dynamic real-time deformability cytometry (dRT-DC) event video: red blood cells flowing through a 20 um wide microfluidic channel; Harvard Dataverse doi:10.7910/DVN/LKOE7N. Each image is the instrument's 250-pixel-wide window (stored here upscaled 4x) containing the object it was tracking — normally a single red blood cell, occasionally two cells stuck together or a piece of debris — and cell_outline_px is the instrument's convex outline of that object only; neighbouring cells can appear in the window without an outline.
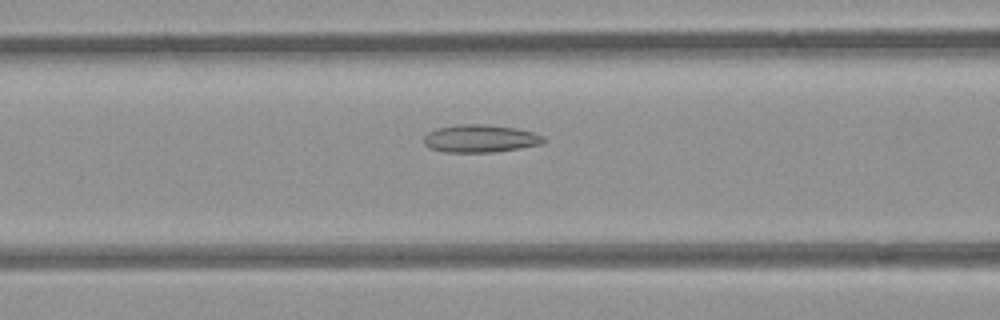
{"species": "common noctule bat (a hibernating species)", "species_latin": "Nyctalus noctula", "temperature_condition": "room temperature", "stored_images_in_passage": 7, "camera_frame_rate_fps": 3000, "um_per_image_px": 0.085, "animal": {"sex": "female", "body_mass_g": 21.9}, "frame": {"image": 1, "passage_image": 6, "time_ms": 1.667, "image_size_px": [1000, 320], "cell_outline_px": [[548, 140], [540, 144], [520, 148], [492, 152], [444, 152], [428, 148], [424, 144], [424, 136], [428, 132], [436, 128], [456, 124], [484, 124], [516, 128], [532, 132], [544, 136]], "centroid_in_image_um": [40.8, 11.77], "position_along_channel_um": 125.8, "area_um2": 19.48}}